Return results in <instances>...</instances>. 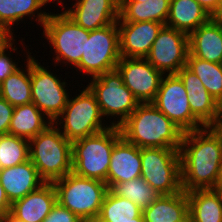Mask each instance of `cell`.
Segmentation results:
<instances>
[{
    "label": "cell",
    "instance_id": "cell-1",
    "mask_svg": "<svg viewBox=\"0 0 222 222\" xmlns=\"http://www.w3.org/2000/svg\"><path fill=\"white\" fill-rule=\"evenodd\" d=\"M185 192L213 189L222 167V141L208 127L186 132L179 149Z\"/></svg>",
    "mask_w": 222,
    "mask_h": 222
},
{
    "label": "cell",
    "instance_id": "cell-2",
    "mask_svg": "<svg viewBox=\"0 0 222 222\" xmlns=\"http://www.w3.org/2000/svg\"><path fill=\"white\" fill-rule=\"evenodd\" d=\"M121 136L139 148L179 150L184 132L151 102L139 103L119 126Z\"/></svg>",
    "mask_w": 222,
    "mask_h": 222
},
{
    "label": "cell",
    "instance_id": "cell-3",
    "mask_svg": "<svg viewBox=\"0 0 222 222\" xmlns=\"http://www.w3.org/2000/svg\"><path fill=\"white\" fill-rule=\"evenodd\" d=\"M29 160L45 183L72 172V142L53 123L29 140Z\"/></svg>",
    "mask_w": 222,
    "mask_h": 222
},
{
    "label": "cell",
    "instance_id": "cell-4",
    "mask_svg": "<svg viewBox=\"0 0 222 222\" xmlns=\"http://www.w3.org/2000/svg\"><path fill=\"white\" fill-rule=\"evenodd\" d=\"M118 126L72 142V172L106 183L114 144L121 138Z\"/></svg>",
    "mask_w": 222,
    "mask_h": 222
},
{
    "label": "cell",
    "instance_id": "cell-5",
    "mask_svg": "<svg viewBox=\"0 0 222 222\" xmlns=\"http://www.w3.org/2000/svg\"><path fill=\"white\" fill-rule=\"evenodd\" d=\"M57 202L84 222H95L100 214L107 184L98 179L84 178L73 172L53 182Z\"/></svg>",
    "mask_w": 222,
    "mask_h": 222
},
{
    "label": "cell",
    "instance_id": "cell-6",
    "mask_svg": "<svg viewBox=\"0 0 222 222\" xmlns=\"http://www.w3.org/2000/svg\"><path fill=\"white\" fill-rule=\"evenodd\" d=\"M77 96L69 97L63 112L53 122L70 142L96 134L111 127L104 124L103 115L95 95L86 86ZM60 125V127H59ZM109 125V126H108Z\"/></svg>",
    "mask_w": 222,
    "mask_h": 222
},
{
    "label": "cell",
    "instance_id": "cell-7",
    "mask_svg": "<svg viewBox=\"0 0 222 222\" xmlns=\"http://www.w3.org/2000/svg\"><path fill=\"white\" fill-rule=\"evenodd\" d=\"M44 39L53 47L56 56L54 64H65V67L79 64L82 53H85L86 39H89V30L72 21L64 12L51 13L43 26Z\"/></svg>",
    "mask_w": 222,
    "mask_h": 222
},
{
    "label": "cell",
    "instance_id": "cell-8",
    "mask_svg": "<svg viewBox=\"0 0 222 222\" xmlns=\"http://www.w3.org/2000/svg\"><path fill=\"white\" fill-rule=\"evenodd\" d=\"M90 79L87 87L95 95L102 115L104 118L110 116L117 119L118 121L109 123L119 127L136 110L139 101L124 85L122 75L117 69Z\"/></svg>",
    "mask_w": 222,
    "mask_h": 222
},
{
    "label": "cell",
    "instance_id": "cell-9",
    "mask_svg": "<svg viewBox=\"0 0 222 222\" xmlns=\"http://www.w3.org/2000/svg\"><path fill=\"white\" fill-rule=\"evenodd\" d=\"M141 177L160 195L182 191L179 150L140 148Z\"/></svg>",
    "mask_w": 222,
    "mask_h": 222
},
{
    "label": "cell",
    "instance_id": "cell-10",
    "mask_svg": "<svg viewBox=\"0 0 222 222\" xmlns=\"http://www.w3.org/2000/svg\"><path fill=\"white\" fill-rule=\"evenodd\" d=\"M120 59L119 28L115 22L90 31L85 53L74 69L93 78L115 70Z\"/></svg>",
    "mask_w": 222,
    "mask_h": 222
},
{
    "label": "cell",
    "instance_id": "cell-11",
    "mask_svg": "<svg viewBox=\"0 0 222 222\" xmlns=\"http://www.w3.org/2000/svg\"><path fill=\"white\" fill-rule=\"evenodd\" d=\"M37 61L30 56L32 103L53 123L68 103L70 96L66 87L69 86L65 80H61V76L59 79Z\"/></svg>",
    "mask_w": 222,
    "mask_h": 222
},
{
    "label": "cell",
    "instance_id": "cell-12",
    "mask_svg": "<svg viewBox=\"0 0 222 222\" xmlns=\"http://www.w3.org/2000/svg\"><path fill=\"white\" fill-rule=\"evenodd\" d=\"M151 103L184 133L205 127L192 114L184 84L177 74H164Z\"/></svg>",
    "mask_w": 222,
    "mask_h": 222
},
{
    "label": "cell",
    "instance_id": "cell-13",
    "mask_svg": "<svg viewBox=\"0 0 222 222\" xmlns=\"http://www.w3.org/2000/svg\"><path fill=\"white\" fill-rule=\"evenodd\" d=\"M189 35L164 25L145 57L163 74H176L187 65Z\"/></svg>",
    "mask_w": 222,
    "mask_h": 222
},
{
    "label": "cell",
    "instance_id": "cell-14",
    "mask_svg": "<svg viewBox=\"0 0 222 222\" xmlns=\"http://www.w3.org/2000/svg\"><path fill=\"white\" fill-rule=\"evenodd\" d=\"M116 69L122 75L124 85L139 103L154 100L164 74L146 58L121 57Z\"/></svg>",
    "mask_w": 222,
    "mask_h": 222
},
{
    "label": "cell",
    "instance_id": "cell-15",
    "mask_svg": "<svg viewBox=\"0 0 222 222\" xmlns=\"http://www.w3.org/2000/svg\"><path fill=\"white\" fill-rule=\"evenodd\" d=\"M74 1V0H73ZM63 12L85 30H96L119 19L120 0H75Z\"/></svg>",
    "mask_w": 222,
    "mask_h": 222
},
{
    "label": "cell",
    "instance_id": "cell-16",
    "mask_svg": "<svg viewBox=\"0 0 222 222\" xmlns=\"http://www.w3.org/2000/svg\"><path fill=\"white\" fill-rule=\"evenodd\" d=\"M119 28L120 56L125 58H145L164 26L162 23L117 22Z\"/></svg>",
    "mask_w": 222,
    "mask_h": 222
},
{
    "label": "cell",
    "instance_id": "cell-17",
    "mask_svg": "<svg viewBox=\"0 0 222 222\" xmlns=\"http://www.w3.org/2000/svg\"><path fill=\"white\" fill-rule=\"evenodd\" d=\"M140 148L121 137L111 154L106 184L108 189L115 183L127 182L141 177Z\"/></svg>",
    "mask_w": 222,
    "mask_h": 222
},
{
    "label": "cell",
    "instance_id": "cell-18",
    "mask_svg": "<svg viewBox=\"0 0 222 222\" xmlns=\"http://www.w3.org/2000/svg\"><path fill=\"white\" fill-rule=\"evenodd\" d=\"M57 203L53 183H44L37 190L11 204L9 214L23 222H43Z\"/></svg>",
    "mask_w": 222,
    "mask_h": 222
},
{
    "label": "cell",
    "instance_id": "cell-19",
    "mask_svg": "<svg viewBox=\"0 0 222 222\" xmlns=\"http://www.w3.org/2000/svg\"><path fill=\"white\" fill-rule=\"evenodd\" d=\"M0 183L12 204L30 192L37 190L45 182L40 178L33 163L27 160L19 165L0 169Z\"/></svg>",
    "mask_w": 222,
    "mask_h": 222
},
{
    "label": "cell",
    "instance_id": "cell-20",
    "mask_svg": "<svg viewBox=\"0 0 222 222\" xmlns=\"http://www.w3.org/2000/svg\"><path fill=\"white\" fill-rule=\"evenodd\" d=\"M189 53L197 58L222 63V26L209 19L189 35Z\"/></svg>",
    "mask_w": 222,
    "mask_h": 222
},
{
    "label": "cell",
    "instance_id": "cell-21",
    "mask_svg": "<svg viewBox=\"0 0 222 222\" xmlns=\"http://www.w3.org/2000/svg\"><path fill=\"white\" fill-rule=\"evenodd\" d=\"M145 222H190L187 192L160 195L143 210Z\"/></svg>",
    "mask_w": 222,
    "mask_h": 222
},
{
    "label": "cell",
    "instance_id": "cell-22",
    "mask_svg": "<svg viewBox=\"0 0 222 222\" xmlns=\"http://www.w3.org/2000/svg\"><path fill=\"white\" fill-rule=\"evenodd\" d=\"M209 19L210 15L195 0H170L166 26L190 35Z\"/></svg>",
    "mask_w": 222,
    "mask_h": 222
},
{
    "label": "cell",
    "instance_id": "cell-23",
    "mask_svg": "<svg viewBox=\"0 0 222 222\" xmlns=\"http://www.w3.org/2000/svg\"><path fill=\"white\" fill-rule=\"evenodd\" d=\"M190 222H222V194L213 189L187 192Z\"/></svg>",
    "mask_w": 222,
    "mask_h": 222
},
{
    "label": "cell",
    "instance_id": "cell-24",
    "mask_svg": "<svg viewBox=\"0 0 222 222\" xmlns=\"http://www.w3.org/2000/svg\"><path fill=\"white\" fill-rule=\"evenodd\" d=\"M46 5L45 0H0V23L11 32L14 31L13 25H18L25 17H31L28 19H34L38 25L43 26L50 14L41 9Z\"/></svg>",
    "mask_w": 222,
    "mask_h": 222
},
{
    "label": "cell",
    "instance_id": "cell-25",
    "mask_svg": "<svg viewBox=\"0 0 222 222\" xmlns=\"http://www.w3.org/2000/svg\"><path fill=\"white\" fill-rule=\"evenodd\" d=\"M170 0H140V2H120L117 22L153 21L166 25Z\"/></svg>",
    "mask_w": 222,
    "mask_h": 222
},
{
    "label": "cell",
    "instance_id": "cell-26",
    "mask_svg": "<svg viewBox=\"0 0 222 222\" xmlns=\"http://www.w3.org/2000/svg\"><path fill=\"white\" fill-rule=\"evenodd\" d=\"M50 124L52 122L31 102L14 107L9 134L29 141Z\"/></svg>",
    "mask_w": 222,
    "mask_h": 222
},
{
    "label": "cell",
    "instance_id": "cell-27",
    "mask_svg": "<svg viewBox=\"0 0 222 222\" xmlns=\"http://www.w3.org/2000/svg\"><path fill=\"white\" fill-rule=\"evenodd\" d=\"M26 53V68L20 67L0 84V97L14 107L32 102L30 81V56L32 53L29 51Z\"/></svg>",
    "mask_w": 222,
    "mask_h": 222
},
{
    "label": "cell",
    "instance_id": "cell-28",
    "mask_svg": "<svg viewBox=\"0 0 222 222\" xmlns=\"http://www.w3.org/2000/svg\"><path fill=\"white\" fill-rule=\"evenodd\" d=\"M142 213V209L132 201L114 195L108 189L95 222L134 221V218L139 217Z\"/></svg>",
    "mask_w": 222,
    "mask_h": 222
},
{
    "label": "cell",
    "instance_id": "cell-29",
    "mask_svg": "<svg viewBox=\"0 0 222 222\" xmlns=\"http://www.w3.org/2000/svg\"><path fill=\"white\" fill-rule=\"evenodd\" d=\"M201 80L210 95L218 102H222V65L197 58L190 53L187 65Z\"/></svg>",
    "mask_w": 222,
    "mask_h": 222
},
{
    "label": "cell",
    "instance_id": "cell-30",
    "mask_svg": "<svg viewBox=\"0 0 222 222\" xmlns=\"http://www.w3.org/2000/svg\"><path fill=\"white\" fill-rule=\"evenodd\" d=\"M109 190L114 195L132 201L135 205L139 206L142 211L160 196L142 177L127 182L115 183Z\"/></svg>",
    "mask_w": 222,
    "mask_h": 222
},
{
    "label": "cell",
    "instance_id": "cell-31",
    "mask_svg": "<svg viewBox=\"0 0 222 222\" xmlns=\"http://www.w3.org/2000/svg\"><path fill=\"white\" fill-rule=\"evenodd\" d=\"M29 160V141L11 134L0 135V169Z\"/></svg>",
    "mask_w": 222,
    "mask_h": 222
},
{
    "label": "cell",
    "instance_id": "cell-32",
    "mask_svg": "<svg viewBox=\"0 0 222 222\" xmlns=\"http://www.w3.org/2000/svg\"><path fill=\"white\" fill-rule=\"evenodd\" d=\"M192 114L207 127L214 119L218 102L210 93L187 94Z\"/></svg>",
    "mask_w": 222,
    "mask_h": 222
},
{
    "label": "cell",
    "instance_id": "cell-33",
    "mask_svg": "<svg viewBox=\"0 0 222 222\" xmlns=\"http://www.w3.org/2000/svg\"><path fill=\"white\" fill-rule=\"evenodd\" d=\"M17 39H14L8 46L3 48L0 51V84L11 74H13L16 70H18L20 67L18 66L19 62H16V59L14 60L11 53L18 51L16 47V41ZM16 41V42H15ZM15 43V44H14ZM13 45H15L13 47ZM10 49L9 51H7ZM12 51V52H11ZM7 52V53H6ZM9 53V54H8ZM13 59V60H12ZM17 63V64H16Z\"/></svg>",
    "mask_w": 222,
    "mask_h": 222
},
{
    "label": "cell",
    "instance_id": "cell-34",
    "mask_svg": "<svg viewBox=\"0 0 222 222\" xmlns=\"http://www.w3.org/2000/svg\"><path fill=\"white\" fill-rule=\"evenodd\" d=\"M176 74L182 80L187 94L209 93L199 77L187 66H183Z\"/></svg>",
    "mask_w": 222,
    "mask_h": 222
},
{
    "label": "cell",
    "instance_id": "cell-35",
    "mask_svg": "<svg viewBox=\"0 0 222 222\" xmlns=\"http://www.w3.org/2000/svg\"><path fill=\"white\" fill-rule=\"evenodd\" d=\"M43 222H84L76 214L61 206L58 202L52 207Z\"/></svg>",
    "mask_w": 222,
    "mask_h": 222
},
{
    "label": "cell",
    "instance_id": "cell-36",
    "mask_svg": "<svg viewBox=\"0 0 222 222\" xmlns=\"http://www.w3.org/2000/svg\"><path fill=\"white\" fill-rule=\"evenodd\" d=\"M13 111L14 106L0 97V135L9 134Z\"/></svg>",
    "mask_w": 222,
    "mask_h": 222
},
{
    "label": "cell",
    "instance_id": "cell-37",
    "mask_svg": "<svg viewBox=\"0 0 222 222\" xmlns=\"http://www.w3.org/2000/svg\"><path fill=\"white\" fill-rule=\"evenodd\" d=\"M207 127L222 141V102L218 103L215 117Z\"/></svg>",
    "mask_w": 222,
    "mask_h": 222
},
{
    "label": "cell",
    "instance_id": "cell-38",
    "mask_svg": "<svg viewBox=\"0 0 222 222\" xmlns=\"http://www.w3.org/2000/svg\"><path fill=\"white\" fill-rule=\"evenodd\" d=\"M14 32L8 30L2 23H0V51L8 46L15 38Z\"/></svg>",
    "mask_w": 222,
    "mask_h": 222
},
{
    "label": "cell",
    "instance_id": "cell-39",
    "mask_svg": "<svg viewBox=\"0 0 222 222\" xmlns=\"http://www.w3.org/2000/svg\"><path fill=\"white\" fill-rule=\"evenodd\" d=\"M11 209V203L9 202L5 190L0 183V216L8 214Z\"/></svg>",
    "mask_w": 222,
    "mask_h": 222
},
{
    "label": "cell",
    "instance_id": "cell-40",
    "mask_svg": "<svg viewBox=\"0 0 222 222\" xmlns=\"http://www.w3.org/2000/svg\"><path fill=\"white\" fill-rule=\"evenodd\" d=\"M195 1L199 3L209 15H211L212 12L216 9L220 0H195Z\"/></svg>",
    "mask_w": 222,
    "mask_h": 222
},
{
    "label": "cell",
    "instance_id": "cell-41",
    "mask_svg": "<svg viewBox=\"0 0 222 222\" xmlns=\"http://www.w3.org/2000/svg\"><path fill=\"white\" fill-rule=\"evenodd\" d=\"M210 19L222 26V0L219 1L216 9L210 15Z\"/></svg>",
    "mask_w": 222,
    "mask_h": 222
},
{
    "label": "cell",
    "instance_id": "cell-42",
    "mask_svg": "<svg viewBox=\"0 0 222 222\" xmlns=\"http://www.w3.org/2000/svg\"><path fill=\"white\" fill-rule=\"evenodd\" d=\"M213 190L222 194V167L219 170L218 178H217V181L213 187Z\"/></svg>",
    "mask_w": 222,
    "mask_h": 222
},
{
    "label": "cell",
    "instance_id": "cell-43",
    "mask_svg": "<svg viewBox=\"0 0 222 222\" xmlns=\"http://www.w3.org/2000/svg\"><path fill=\"white\" fill-rule=\"evenodd\" d=\"M0 222H23L20 220H16L14 217H12L9 213L1 216Z\"/></svg>",
    "mask_w": 222,
    "mask_h": 222
},
{
    "label": "cell",
    "instance_id": "cell-44",
    "mask_svg": "<svg viewBox=\"0 0 222 222\" xmlns=\"http://www.w3.org/2000/svg\"><path fill=\"white\" fill-rule=\"evenodd\" d=\"M123 222H145V219L142 213L139 217L134 218V221H123Z\"/></svg>",
    "mask_w": 222,
    "mask_h": 222
},
{
    "label": "cell",
    "instance_id": "cell-45",
    "mask_svg": "<svg viewBox=\"0 0 222 222\" xmlns=\"http://www.w3.org/2000/svg\"><path fill=\"white\" fill-rule=\"evenodd\" d=\"M45 1H46V3L48 4L49 2L56 1V0H45ZM62 1H63V0H57V1H56V2H57L56 5H57V4H58V5L61 4V5H62V8L65 9V6H63L64 2L62 3Z\"/></svg>",
    "mask_w": 222,
    "mask_h": 222
},
{
    "label": "cell",
    "instance_id": "cell-46",
    "mask_svg": "<svg viewBox=\"0 0 222 222\" xmlns=\"http://www.w3.org/2000/svg\"><path fill=\"white\" fill-rule=\"evenodd\" d=\"M120 2H140V0H120Z\"/></svg>",
    "mask_w": 222,
    "mask_h": 222
}]
</instances>
